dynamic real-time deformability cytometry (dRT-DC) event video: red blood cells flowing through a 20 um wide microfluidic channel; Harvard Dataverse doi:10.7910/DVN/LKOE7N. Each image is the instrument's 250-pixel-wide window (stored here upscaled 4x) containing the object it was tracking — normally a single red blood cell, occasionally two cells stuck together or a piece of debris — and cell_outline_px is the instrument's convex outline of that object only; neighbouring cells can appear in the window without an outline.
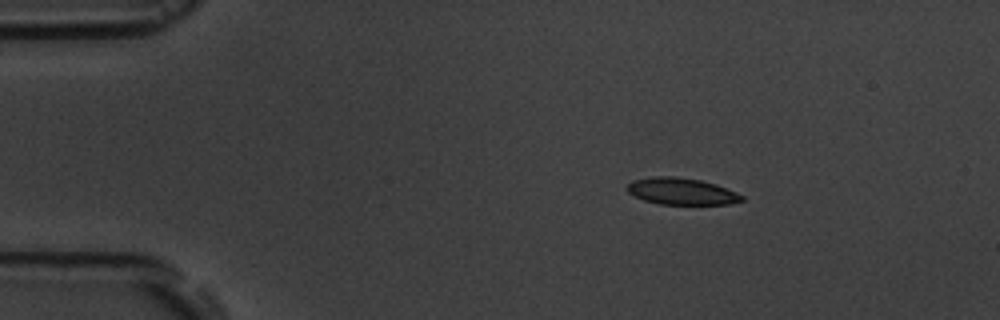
{"species": "common noctule bat (a hibernating species)", "species_latin": "Nyctalus noctula", "temperature_condition": "room temperature", "stored_images_in_passage": 3, "segment_of_instrument_passage": [1, 2], "camera_frame_rate_fps": 3000, "um_per_image_px": 0.085, "animal": {"sex": "male", "body_mass_g": 19.5, "forearm_length_mm": 54.6}, "frame": {"image": 1, "passage_image": 1, "time_ms": 0.0, "image_size_px": [1000, 320], "cell_outline_px": [[744, 200], [728, 204], [660, 204], [644, 200], [628, 192], [624, 188], [632, 180], [652, 176], [672, 176], [700, 180], [716, 184], [736, 192], [744, 196]], "centroid_in_image_um": [57.91, 16.25], "position_along_channel_um": 27.1, "area_um2": 17.86}}